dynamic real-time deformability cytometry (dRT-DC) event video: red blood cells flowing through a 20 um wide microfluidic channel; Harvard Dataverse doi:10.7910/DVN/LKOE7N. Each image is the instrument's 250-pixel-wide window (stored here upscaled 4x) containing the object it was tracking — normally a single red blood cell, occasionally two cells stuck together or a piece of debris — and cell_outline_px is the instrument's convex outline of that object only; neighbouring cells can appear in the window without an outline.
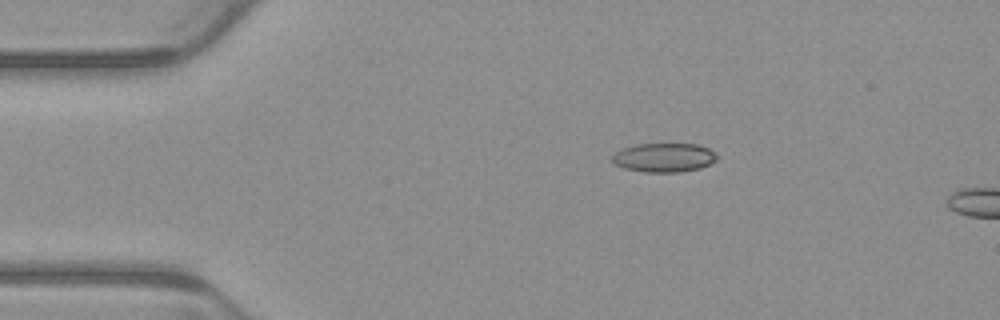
{"species": "common noctule bat (a hibernating species)", "species_latin": "Nyctalus noctula", "temperature_condition": "warm", "stored_images_in_passage": 3, "camera_frame_rate_fps": 3000, "um_per_image_px": 0.085, "animal": {"sex": "male", "body_mass_g": 23.1, "forearm_length_mm": 52.7}, "frame": {"image": 1, "passage_image": 2, "time_ms": 0.333, "image_size_px": [1000, 320], "cell_outline_px": [[720, 156], [716, 160], [700, 168], [680, 172], [644, 172], [624, 168], [616, 164], [612, 160], [612, 156], [616, 152], [624, 148], [636, 144], [700, 144], [716, 152]], "centroid_in_image_um": [56.49, 13.39], "position_along_channel_um": 28.5, "area_um2": 17.74}}